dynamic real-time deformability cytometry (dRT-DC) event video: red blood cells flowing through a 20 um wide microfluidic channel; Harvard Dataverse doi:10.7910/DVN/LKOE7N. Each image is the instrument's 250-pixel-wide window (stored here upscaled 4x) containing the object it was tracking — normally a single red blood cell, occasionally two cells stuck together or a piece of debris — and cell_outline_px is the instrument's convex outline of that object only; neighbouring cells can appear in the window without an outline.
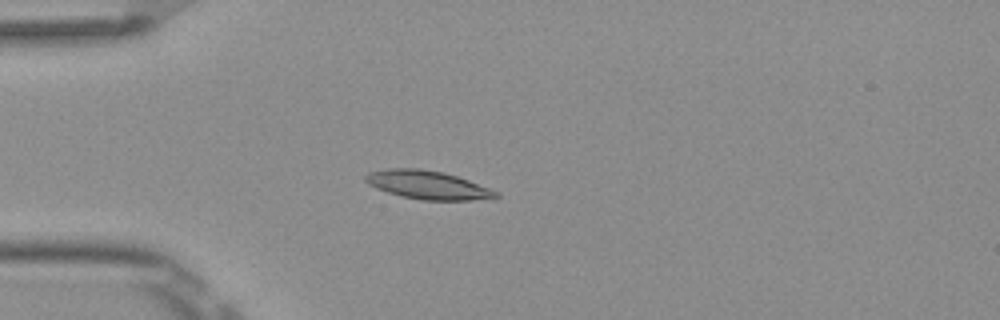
{"species": "Egyptian fruit bat (a non-hibernating species)", "species_latin": "Rousettus aegyptiacus", "temperature_condition": "room temperature", "stored_images_in_passage": 6, "camera_frame_rate_fps": 3000, "um_per_image_px": 0.085, "frame": {"image": 1, "passage_image": 5, "time_ms": 1.333, "image_size_px": [1000, 320], "cell_outline_px": [[500, 196], [472, 200], [424, 200], [404, 196], [388, 192], [376, 188], [368, 184], [364, 180], [364, 176], [368, 172], [388, 168], [420, 168], [444, 172], [468, 180], [500, 192]], "centroid_in_image_um": [36.33, 15.7], "position_along_channel_um": 48.7, "area_um2": 21.5}}